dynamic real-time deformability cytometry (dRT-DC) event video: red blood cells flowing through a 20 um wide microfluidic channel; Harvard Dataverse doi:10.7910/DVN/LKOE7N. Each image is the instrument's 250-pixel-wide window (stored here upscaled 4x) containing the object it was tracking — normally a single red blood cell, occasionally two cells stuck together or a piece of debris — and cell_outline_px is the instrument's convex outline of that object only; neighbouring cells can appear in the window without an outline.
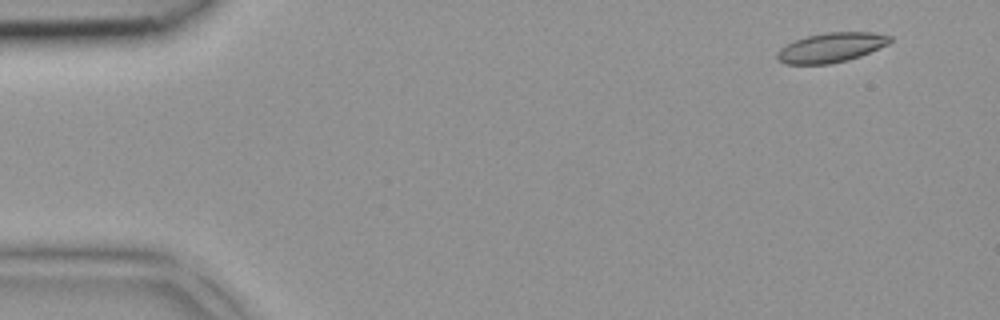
{"species": "common noctule bat (a hibernating species)", "species_latin": "Nyctalus noctula", "temperature_condition": "room temperature", "stored_images_in_passage": 3, "camera_frame_rate_fps": 3000, "um_per_image_px": 0.085, "animal": {"sex": "female", "body_mass_g": 18.4}, "frame": {"image": 1, "passage_image": 1, "time_ms": 0.0, "image_size_px": [1000, 320], "cell_outline_px": [[892, 40], [888, 44], [860, 56], [848, 60], [828, 64], [784, 64], [776, 56], [776, 52], [780, 48], [796, 40], [808, 36], [824, 32], [872, 32], [892, 36]], "centroid_in_image_um": [70.66, 4.04], "position_along_channel_um": 14.3, "area_um2": 19.36}}
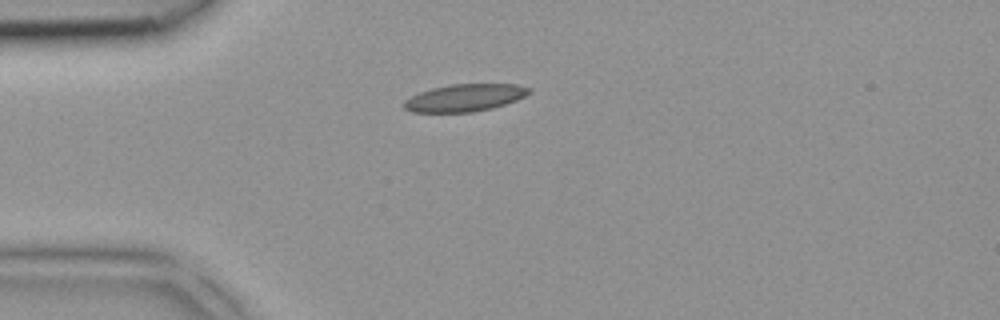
{"frame": {"image": 2, "passage_image": 3, "time_ms": 0.667, "image_size_px": [1000, 320], "cell_outline_px": [[532, 92], [516, 100], [492, 108], [472, 112], [412, 112], [404, 108], [404, 100], [420, 92], [432, 88], [452, 84], [516, 84], [532, 88]], "centroid_in_image_um": [39.53, 8.3], "position_along_channel_um": 45.5, "area_um2": 19.83}}